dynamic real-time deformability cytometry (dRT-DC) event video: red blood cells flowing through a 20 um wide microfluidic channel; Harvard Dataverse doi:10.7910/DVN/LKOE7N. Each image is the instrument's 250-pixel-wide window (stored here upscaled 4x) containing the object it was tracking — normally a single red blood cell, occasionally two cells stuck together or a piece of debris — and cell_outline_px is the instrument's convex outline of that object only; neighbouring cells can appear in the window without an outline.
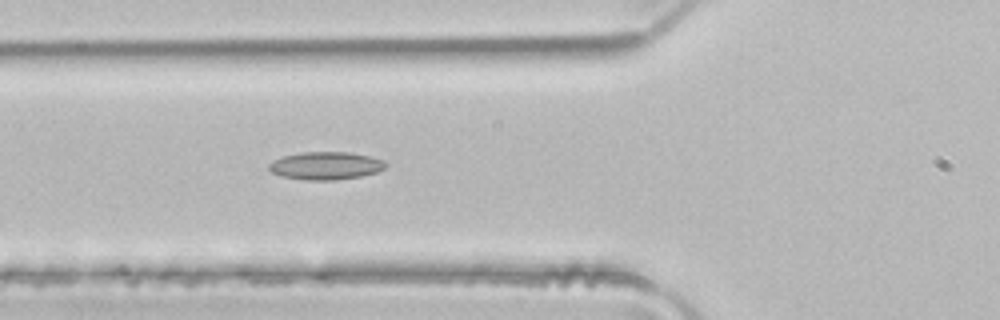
{"species": "common noctule bat (a hibernating species)", "species_latin": "Nyctalus noctula", "temperature_condition": "room temperature", "stored_images_in_passage": 5, "camera_frame_rate_fps": 3000, "um_per_image_px": 0.085, "animal": {"sex": "male", "body_mass_g": 21.5, "forearm_length_mm": 52.0}, "frame": {"image": 1, "passage_image": 5, "time_ms": 1.333, "image_size_px": [1000, 320], "cell_outline_px": [[388, 164], [384, 168], [376, 172], [360, 176], [336, 180], [304, 180], [280, 176], [272, 172], [268, 168], [268, 164], [284, 156], [300, 152], [348, 152], [368, 156], [384, 160]], "centroid_in_image_um": [27.68, 14.09], "position_along_channel_um": 98.1, "area_um2": 18.84}}